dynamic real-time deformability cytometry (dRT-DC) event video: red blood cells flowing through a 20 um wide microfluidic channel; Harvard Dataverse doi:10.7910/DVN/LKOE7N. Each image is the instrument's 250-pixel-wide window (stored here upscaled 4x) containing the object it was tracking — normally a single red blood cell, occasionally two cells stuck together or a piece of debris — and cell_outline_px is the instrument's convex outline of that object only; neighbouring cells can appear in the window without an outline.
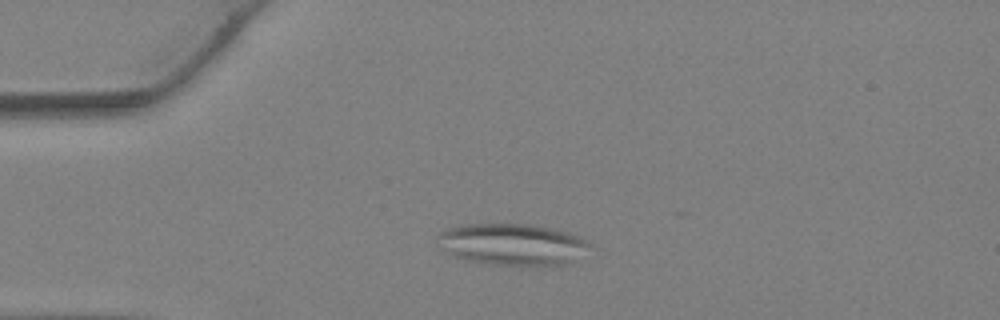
{"species": "Egyptian fruit bat (a non-hibernating species)", "species_latin": "Rousettus aegyptiacus", "temperature_condition": "warm", "stored_images_in_passage": 21, "camera_frame_rate_fps": 3000, "um_per_image_px": 0.085, "animal": {"sex": "female"}, "frame": {"image": 1, "passage_image": 9, "time_ms": 2.667, "image_size_px": [1000, 320], "cell_outline_px": [[592, 244], [568, 264], [496, 264], [468, 260], [456, 256], [448, 252], [436, 236], [440, 232], [452, 228], [468, 224], [532, 224], [552, 228], [568, 232], [580, 236], [588, 240]], "centroid_in_image_um": [43.6, 20.74], "position_along_channel_um": 41.4, "area_um2": 35.89}}
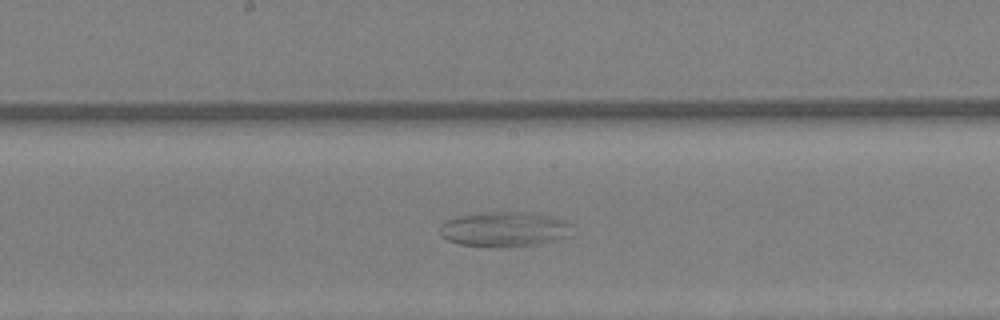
{"frame": {"image": 2, "passage_image": 20, "time_ms": 6.333, "image_size_px": [1000, 320], "cell_outline_px": [[568, 236], [536, 244], [496, 248], [492, 248], [460, 244], [448, 240], [440, 236], [440, 224], [448, 220], [460, 216], [492, 212], [528, 212], [548, 216], [564, 220], [568, 224]], "centroid_in_image_um": [42.79, 19.5], "position_along_channel_um": 205.4, "area_um2": 26.47}}